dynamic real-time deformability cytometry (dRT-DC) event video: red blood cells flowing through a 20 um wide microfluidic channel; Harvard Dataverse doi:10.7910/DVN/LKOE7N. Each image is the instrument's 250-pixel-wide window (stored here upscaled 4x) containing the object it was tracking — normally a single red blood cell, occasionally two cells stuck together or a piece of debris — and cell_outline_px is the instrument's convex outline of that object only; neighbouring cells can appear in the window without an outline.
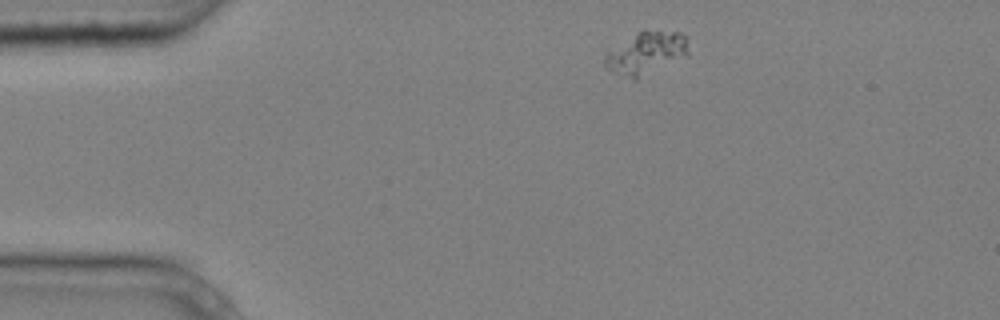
{"species": "common noctule bat (a hibernating species)", "species_latin": "Nyctalus noctula", "temperature_condition": "cold", "stored_images_in_passage": 9, "camera_frame_rate_fps": 3000, "um_per_image_px": 0.085, "animal": {"sex": "male", "body_mass_g": 20.4}, "frame": {"image": 1, "passage_image": 1, "time_ms": 0.0, "image_size_px": [1000, 320], "cell_outline_px": [[688, 56], [636, 80], [608, 68], [604, 64], [604, 56], [608, 52], [640, 28], [644, 28], [680, 32], [688, 36]], "centroid_in_image_um": [54.99, 4.45], "position_along_channel_um": 30.0, "area_um2": 21.04}}
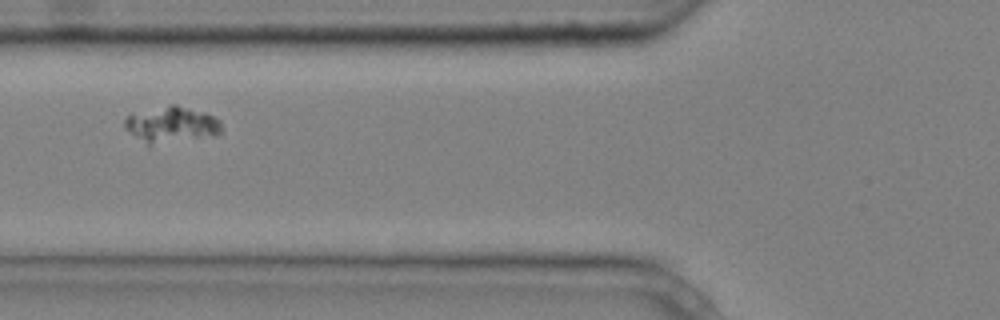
{"frame": {"image": 2, "passage_image": 4, "time_ms": 1.0, "image_size_px": [1000, 320], "cell_outline_px": [[220, 132], [212, 136], [148, 144], [124, 128], [124, 120], [128, 116], [168, 104], [176, 104], [204, 112], [220, 120]], "centroid_in_image_um": [14.59, 10.56], "position_along_channel_um": 111.2, "area_um2": 19.59}}
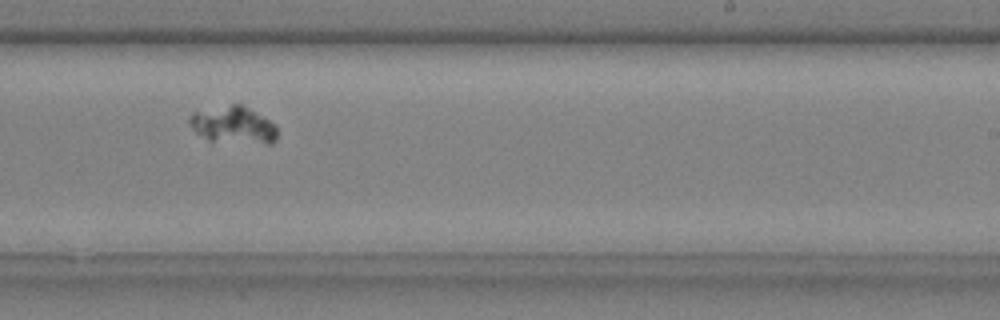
{"frame": {"image": 3, "passage_image": 8, "time_ms": 2.333, "image_size_px": [1000, 320], "cell_outline_px": [[276, 140], [272, 144], [268, 144], [208, 140], [196, 132], [188, 124], [188, 116], [192, 112], [232, 104], [240, 104], [276, 124]], "centroid_in_image_um": [19.81, 10.63], "position_along_channel_um": 269.2, "area_um2": 18.84}}